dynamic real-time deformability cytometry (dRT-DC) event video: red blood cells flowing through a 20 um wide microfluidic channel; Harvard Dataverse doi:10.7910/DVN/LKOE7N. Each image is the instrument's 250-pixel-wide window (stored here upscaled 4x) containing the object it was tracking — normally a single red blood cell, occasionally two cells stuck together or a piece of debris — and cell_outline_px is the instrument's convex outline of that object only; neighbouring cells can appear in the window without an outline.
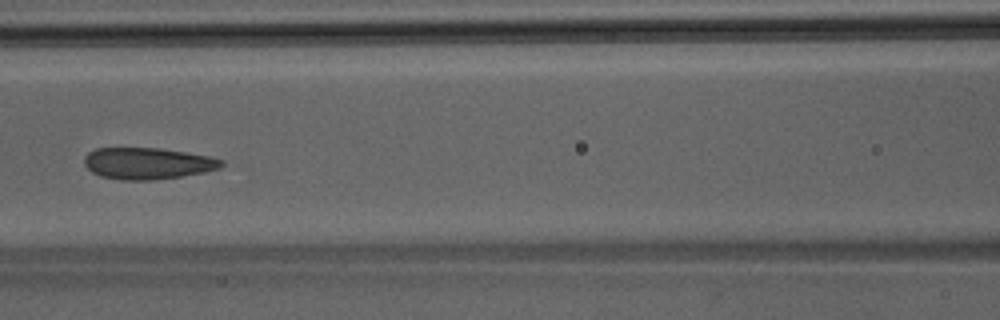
{"species": "Egyptian fruit bat (a non-hibernating species)", "species_latin": "Rousettus aegyptiacus", "temperature_condition": "room temperature", "stored_images_in_passage": 32, "camera_frame_rate_fps": 3000, "um_per_image_px": 0.085, "animal": {"sex": "male"}, "frame": {"image": 1, "passage_image": 7, "time_ms": 2.0, "image_size_px": [1000, 320], "cell_outline_px": [[224, 164], [220, 168], [204, 172], [180, 176], [152, 180], [120, 180], [100, 176], [92, 172], [84, 164], [84, 156], [88, 152], [96, 148], [160, 148], [208, 156], [224, 160]], "centroid_in_image_um": [12.52, 13.89], "position_along_channel_um": 154.1, "area_um2": 25.2}}
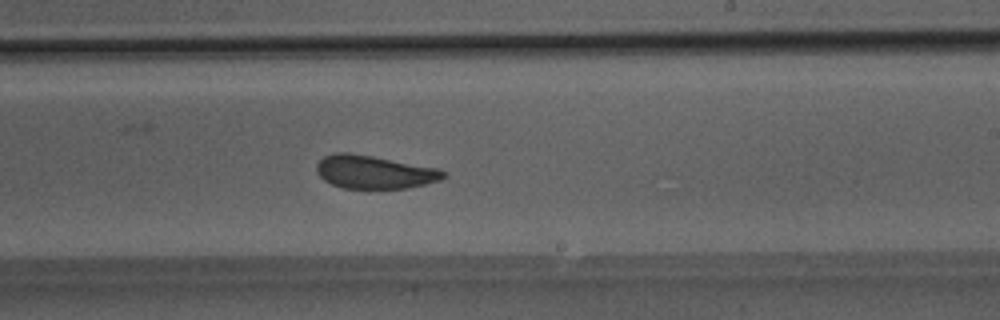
{"frame": {"image": 2, "passage_image": 14, "time_ms": 4.333, "image_size_px": [1000, 320], "cell_outline_px": [[448, 176], [440, 180], [408, 188], [340, 188], [324, 180], [316, 172], [316, 164], [324, 156], [336, 152], [348, 152], [372, 156], [440, 168]], "centroid_in_image_um": [31.81, 14.62], "position_along_channel_um": 257.2, "area_um2": 24.62}}
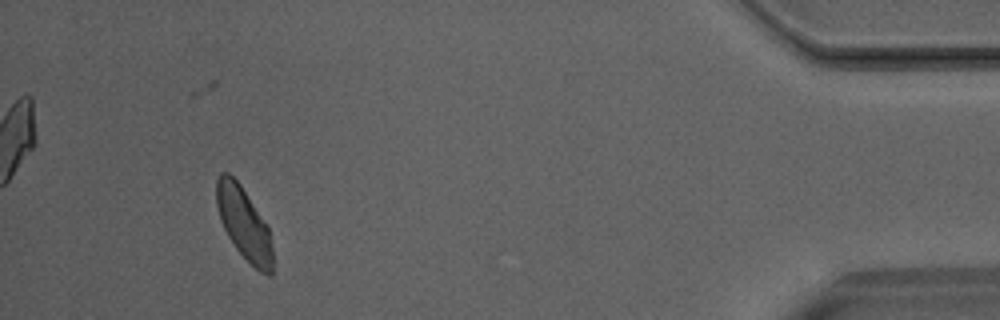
{"frame": {"image": 3, "passage_image": 29, "time_ms": 9.333, "image_size_px": [1000, 320], "cell_outline_px": [[272, 272], [268, 276], [260, 272], [236, 248], [228, 236], [220, 220], [216, 204], [216, 180], [220, 172], [228, 172], [240, 184], [268, 228], [272, 248]], "centroid_in_image_um": [20.7, 18.97], "position_along_channel_um": 414.5, "area_um2": 23.12}}